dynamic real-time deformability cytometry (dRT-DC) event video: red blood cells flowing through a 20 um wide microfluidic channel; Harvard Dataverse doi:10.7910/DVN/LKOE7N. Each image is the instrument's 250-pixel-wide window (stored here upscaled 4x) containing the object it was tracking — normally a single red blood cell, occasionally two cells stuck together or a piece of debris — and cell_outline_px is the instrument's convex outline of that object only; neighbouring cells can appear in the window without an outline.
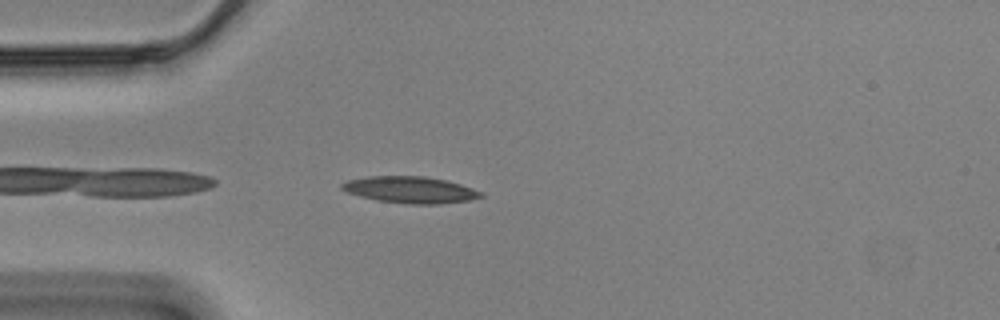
{"species": "Egyptian fruit bat (a non-hibernating species)", "species_latin": "Rousettus aegyptiacus", "temperature_condition": "cold", "stored_images_in_passage": 21, "camera_frame_rate_fps": 3000, "um_per_image_px": 0.085, "animal": {"sex": "male"}, "frame": {"image": 1, "passage_image": 2, "time_ms": 0.333, "image_size_px": [1000, 320], "cell_outline_px": [[484, 196], [468, 200], [436, 204], [412, 204], [376, 200], [360, 196], [348, 192], [340, 188], [340, 184], [348, 180], [368, 176], [424, 176], [444, 180], [460, 184], [484, 192]], "centroid_in_image_um": [34.86, 16.13], "position_along_channel_um": 50.1, "area_um2": 21.39}}
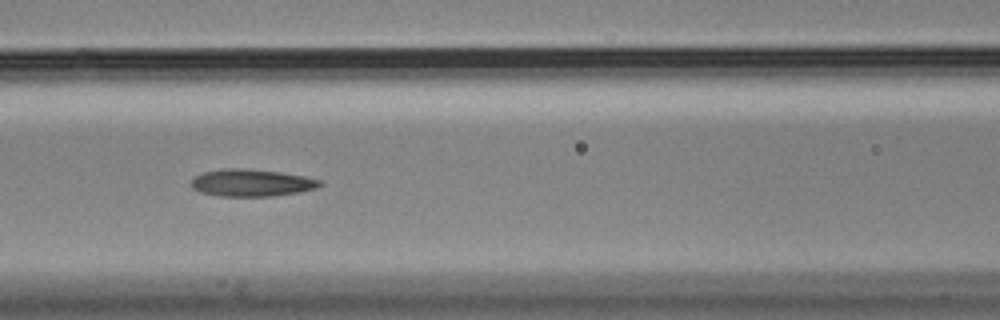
{"frame": {"image": 2, "passage_image": 11, "time_ms": 3.333, "image_size_px": [1000, 320], "cell_outline_px": [[324, 184], [316, 188], [300, 192], [272, 196], [220, 196], [200, 192], [192, 188], [192, 180], [196, 176], [204, 172], [224, 168], [244, 168], [280, 172], [304, 176], [324, 180]], "centroid_in_image_um": [21.43, 15.53], "position_along_channel_um": 145.2, "area_um2": 20.46}}
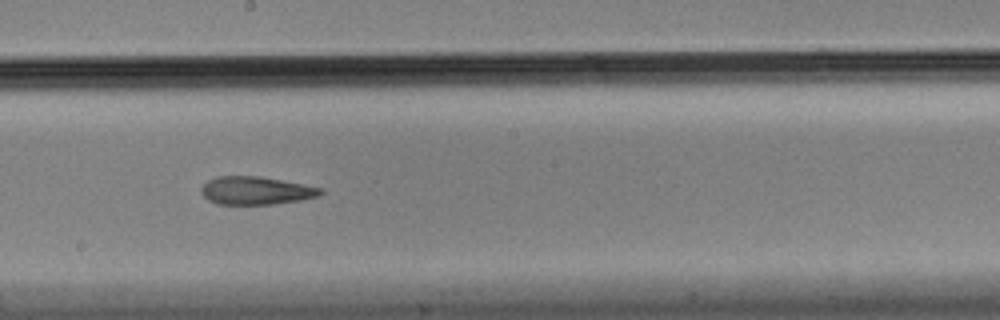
{"frame": {"image": 3, "passage_image": 18, "time_ms": 5.667, "image_size_px": [1000, 320], "cell_outline_px": [[324, 192], [316, 196], [300, 200], [272, 204], [216, 204], [208, 200], [200, 192], [200, 188], [208, 180], [216, 176], [260, 176], [304, 184], [324, 188]], "centroid_in_image_um": [21.74, 16.19], "position_along_channel_um": 226.5, "area_um2": 19.54}}